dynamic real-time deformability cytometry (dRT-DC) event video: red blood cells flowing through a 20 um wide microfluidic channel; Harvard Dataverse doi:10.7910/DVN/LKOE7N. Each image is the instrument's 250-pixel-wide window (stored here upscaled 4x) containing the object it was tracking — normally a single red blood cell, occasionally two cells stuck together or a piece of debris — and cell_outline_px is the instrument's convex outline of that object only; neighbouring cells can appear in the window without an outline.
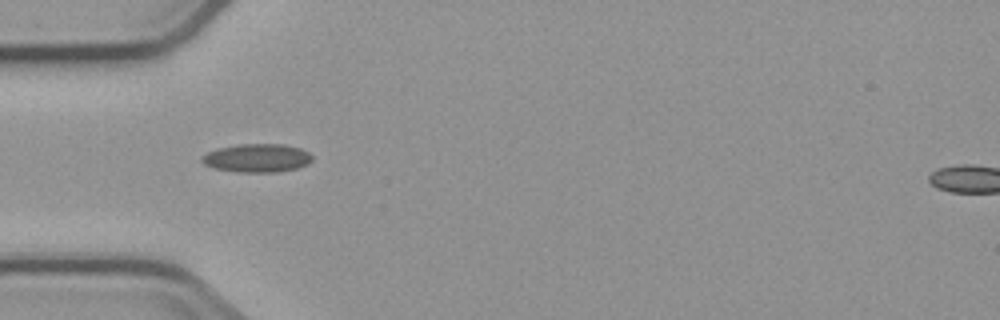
{"species": "common noctule bat (a hibernating species)", "species_latin": "Nyctalus noctula", "temperature_condition": "cold", "stored_images_in_passage": 6, "camera_frame_rate_fps": 3000, "um_per_image_px": 0.085, "animal": {"sex": "male", "body_mass_g": 23.1, "forearm_length_mm": 52.7}, "frame": {"image": 1, "passage_image": 2, "time_ms": 1.0, "image_size_px": [1000, 320], "cell_outline_px": [[312, 160], [308, 164], [296, 168], [276, 172], [236, 172], [212, 168], [204, 164], [200, 160], [200, 156], [208, 152], [220, 148], [240, 144], [284, 144], [300, 148], [308, 152], [312, 156]], "centroid_in_image_um": [21.83, 13.44], "position_along_channel_um": 63.2, "area_um2": 18.32}}
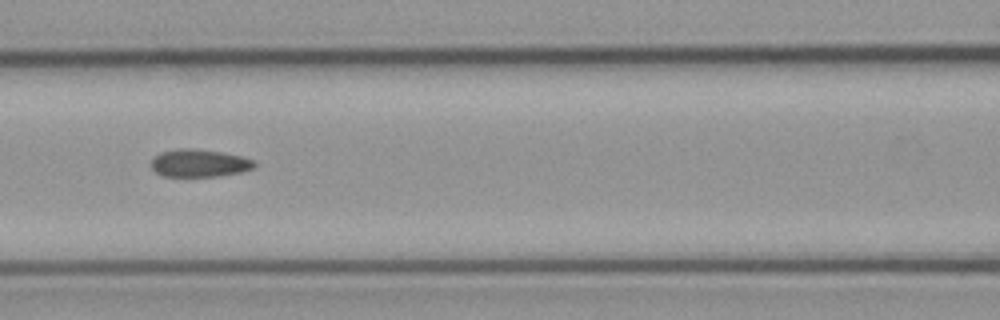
{"frame": {"image": 2, "passage_image": 4, "time_ms": 3.333, "image_size_px": [1000, 320], "cell_outline_px": [[256, 164], [252, 168], [240, 172], [220, 176], [164, 176], [156, 172], [148, 164], [160, 152], [176, 148], [196, 148], [220, 152], [240, 156], [252, 160]], "centroid_in_image_um": [16.88, 13.86], "position_along_channel_um": 149.7, "area_um2": 16.59}}
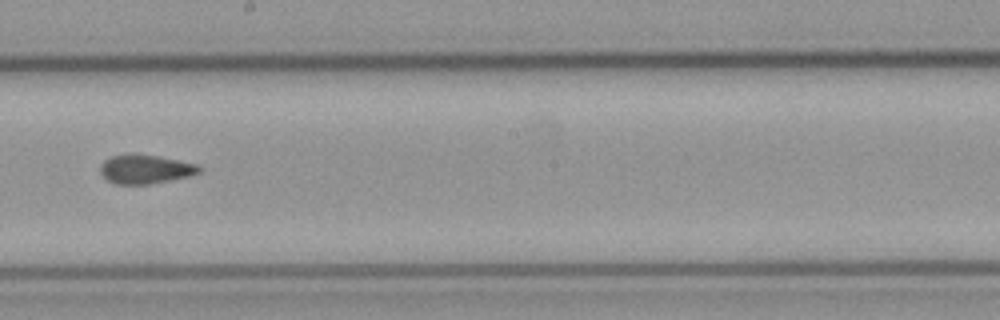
{"frame": {"image": 3, "passage_image": 6, "time_ms": 5.667, "image_size_px": [1000, 320], "cell_outline_px": [[204, 168], [200, 172], [188, 176], [148, 184], [116, 184], [108, 180], [100, 172], [100, 164], [104, 160], [112, 156], [128, 152], [136, 152], [196, 164]], "centroid_in_image_um": [12.31, 14.35], "position_along_channel_um": 235.9, "area_um2": 16.76}}